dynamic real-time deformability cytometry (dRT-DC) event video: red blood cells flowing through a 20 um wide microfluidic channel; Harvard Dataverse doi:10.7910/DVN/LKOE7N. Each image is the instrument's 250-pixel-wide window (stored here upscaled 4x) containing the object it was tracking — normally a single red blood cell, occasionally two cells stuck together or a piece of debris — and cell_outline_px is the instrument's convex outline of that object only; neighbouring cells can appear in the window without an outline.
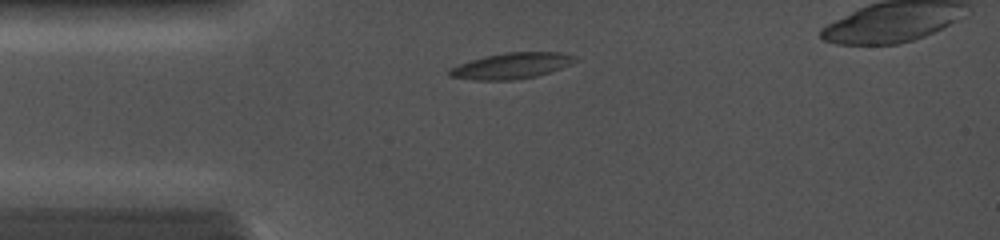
{"species": "common noctule bat (a hibernating species)", "species_latin": "Nyctalus noctula", "temperature_condition": "cold", "stored_images_in_passage": 26, "camera_frame_rate_fps": 5000, "um_per_image_px": 0.085, "animal": {"sex": "female", "body_mass_g": 19.0, "forearm_length_mm": 56.7}, "frame": {"image": 1, "passage_image": 4, "time_ms": 1.8, "image_size_px": [1000, 240], "cell_outline_px": [[580, 60], [560, 68], [536, 76], [516, 80], [476, 80], [448, 76], [448, 72], [452, 68], [460, 64], [484, 56], [508, 52], [560, 52], [576, 56]], "centroid_in_image_um": [43.52, 5.59], "position_along_channel_um": 41.5, "area_um2": 18.84}}
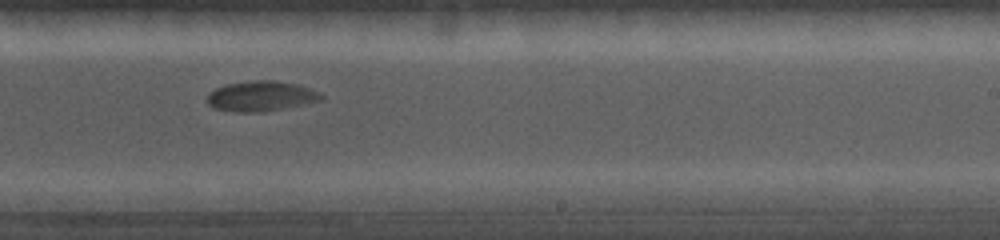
{"frame": {"image": 2, "passage_image": 14, "time_ms": 7.6, "image_size_px": [1000, 240], "cell_outline_px": [[324, 100], [264, 112], [240, 112], [216, 108], [208, 104], [208, 92], [216, 88], [228, 84], [252, 80], [276, 80], [296, 84], [320, 92], [324, 96]], "centroid_in_image_um": [22.22, 8.17], "position_along_channel_um": 266.8, "area_um2": 20.0}}
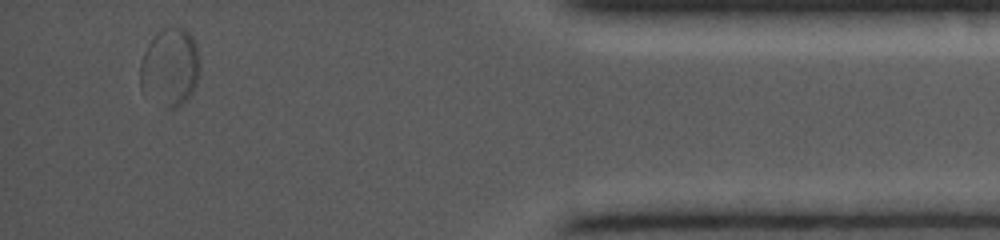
{"frame": {"image": 3, "passage_image": 24, "time_ms": 12.2, "image_size_px": [1000, 240], "cell_outline_px": [[200, 68], [196, 84], [192, 92], [176, 108], [164, 108], [140, 88], [140, 64], [144, 52], [148, 44], [160, 28], [184, 28], [192, 36], [196, 44], [200, 64]], "centroid_in_image_um": [14.45, 5.7], "position_along_channel_um": 420.8, "area_um2": 27.05}}